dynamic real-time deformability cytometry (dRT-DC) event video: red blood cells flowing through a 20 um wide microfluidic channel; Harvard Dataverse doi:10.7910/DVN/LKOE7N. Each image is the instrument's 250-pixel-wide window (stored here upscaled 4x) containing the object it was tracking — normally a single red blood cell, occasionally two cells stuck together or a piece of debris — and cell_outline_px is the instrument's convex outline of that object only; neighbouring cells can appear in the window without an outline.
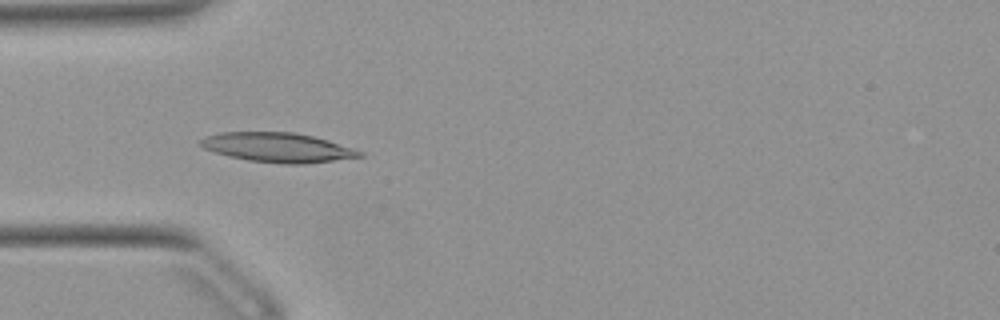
{"species": "Egyptian fruit bat (a non-hibernating species)", "species_latin": "Rousettus aegyptiacus", "temperature_condition": "warm", "stored_images_in_passage": 38, "camera_frame_rate_fps": 3000, "um_per_image_px": 0.085, "animal": {"sex": "female"}, "frame": {"image": 1, "passage_image": 11, "time_ms": 3.333, "image_size_px": [1000, 320], "cell_outline_px": [[364, 156], [304, 164], [284, 164], [248, 160], [228, 156], [204, 148], [196, 144], [204, 136], [220, 132], [292, 132], [312, 136], [328, 140], [364, 152]], "centroid_in_image_um": [23.56, 12.53], "position_along_channel_um": 61.4, "area_um2": 27.28}}
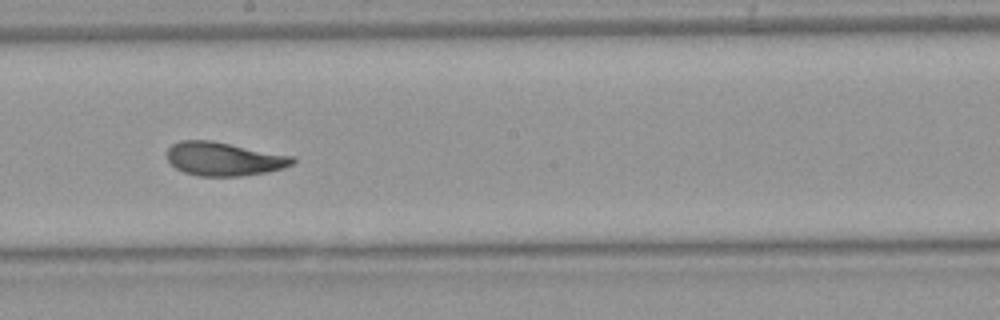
{"frame": {"image": 2, "passage_image": 24, "time_ms": 7.667, "image_size_px": [1000, 320], "cell_outline_px": [[296, 160], [292, 164], [284, 168], [264, 172], [240, 176], [200, 176], [184, 172], [176, 168], [168, 160], [168, 148], [172, 144], [180, 140], [212, 140], [296, 156]], "centroid_in_image_um": [19.06, 13.49], "position_along_channel_um": 229.1, "area_um2": 24.68}}
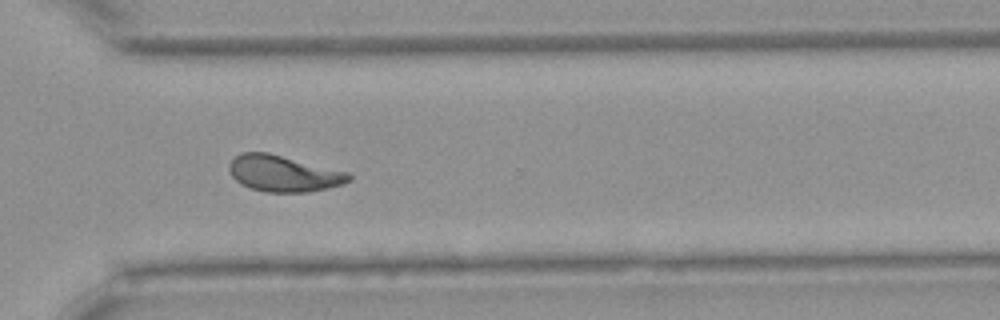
{"frame": {"image": 3, "passage_image": 33, "time_ms": 10.667, "image_size_px": [1000, 320], "cell_outline_px": [[352, 180], [344, 184], [328, 188], [308, 192], [264, 192], [248, 188], [240, 184], [232, 176], [228, 168], [228, 164], [240, 152], [268, 152], [348, 172], [352, 176]], "centroid_in_image_um": [24.09, 14.75], "position_along_channel_um": 346.5, "area_um2": 25.49}, "authors_computed_cell_mechanics": {"area_um2": 25.0563, "velocity_mm_per_s": 3.9122, "shape_relaxation_time_tau1_ms": 4.0284, "shape_relaxation_time_tau2_ms": 1.4554, "deformation_change_tau1": 0.1659, "deformation_change_tau2": 0.0839}}